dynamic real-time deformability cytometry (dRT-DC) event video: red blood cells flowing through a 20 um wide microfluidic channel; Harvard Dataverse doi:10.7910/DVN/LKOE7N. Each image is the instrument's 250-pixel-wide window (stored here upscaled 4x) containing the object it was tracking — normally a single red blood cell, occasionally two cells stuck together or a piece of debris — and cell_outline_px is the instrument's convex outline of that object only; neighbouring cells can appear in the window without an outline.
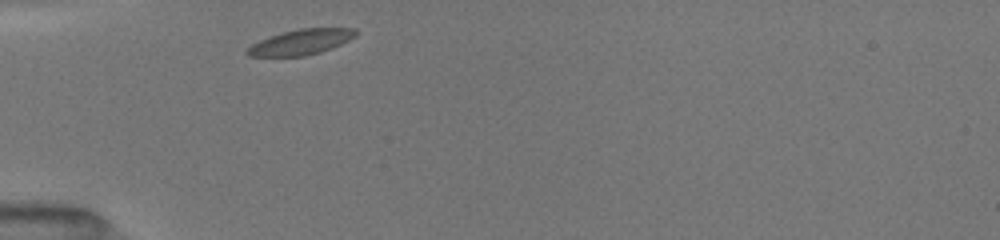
{"species": "common noctule bat (a hibernating species)", "species_latin": "Nyctalus noctula", "temperature_condition": "room temperature", "stored_images_in_passage": 28, "camera_frame_rate_fps": 3000, "um_per_image_px": 0.085, "animal": {"sex": "female", "body_mass_g": 19.5, "forearm_length_mm": 54.1}, "frame": {"image": 1, "passage_image": 1, "time_ms": 0.0, "image_size_px": [1000, 240], "cell_outline_px": [[356, 36], [332, 48], [320, 52], [304, 56], [248, 56], [244, 52], [252, 44], [260, 40], [284, 32], [300, 28], [356, 28]], "centroid_in_image_um": [25.58, 3.58], "position_along_channel_um": 59.4, "area_um2": 15.84}}
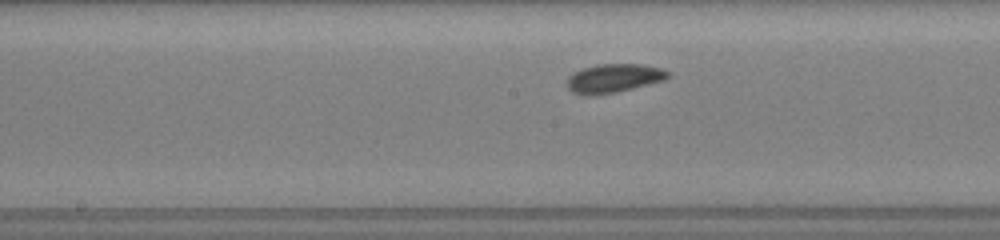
{"frame": {"image": 2, "passage_image": 11, "time_ms": 3.667, "image_size_px": [1000, 240], "cell_outline_px": [[672, 76], [664, 80], [616, 92], [588, 96], [572, 92], [568, 88], [568, 76], [572, 72], [596, 64], [640, 64], [660, 68], [672, 72]], "centroid_in_image_um": [52.18, 6.64], "position_along_channel_um": 196.0, "area_um2": 16.94}}
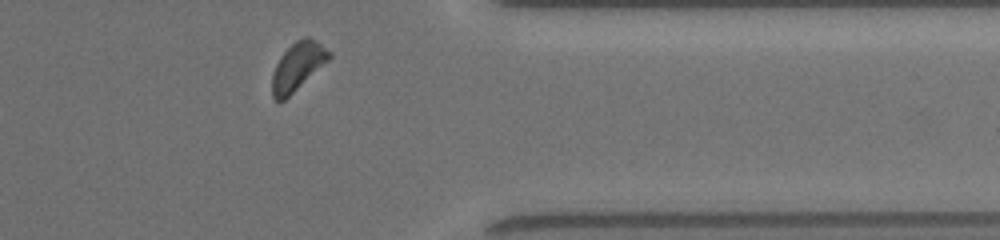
{"frame": {"image": 3, "passage_image": 25, "time_ms": 8.667, "image_size_px": [1000, 240], "cell_outline_px": [[332, 56], [328, 60], [280, 104], [272, 96], [272, 72], [280, 56], [296, 40], [304, 36], [308, 36], [316, 40], [332, 52]], "centroid_in_image_um": [25.29, 5.63], "position_along_channel_um": 386.1, "area_um2": 15.9}, "authors_computed_cell_mechanics": {"area_um2": 16.1262, "velocity_mm_per_s": 3.9654, "shape_relaxation_time_tau1_ms": 1.131, "shape_relaxation_time_tau2_ms": null, "deformation_change_tau1": 0.0529, "deformation_change_tau2": null}}